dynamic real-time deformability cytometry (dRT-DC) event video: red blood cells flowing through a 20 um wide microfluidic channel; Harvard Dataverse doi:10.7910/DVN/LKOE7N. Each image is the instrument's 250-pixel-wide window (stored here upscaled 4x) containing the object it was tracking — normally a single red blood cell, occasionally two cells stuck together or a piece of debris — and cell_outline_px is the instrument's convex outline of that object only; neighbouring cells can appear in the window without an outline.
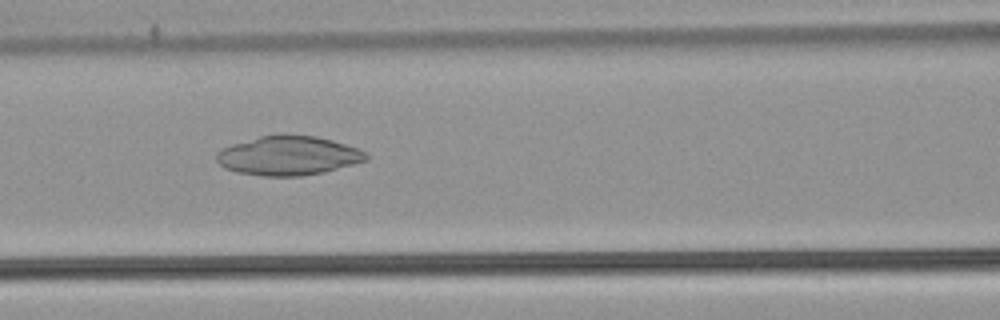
{"species": "common noctule bat (a hibernating species)", "species_latin": "Nyctalus noctula", "temperature_condition": "warm", "stored_images_in_passage": 51, "camera_frame_rate_fps": 3000, "um_per_image_px": 0.085, "animal": {"sex": "male", "body_mass_g": 21.5, "forearm_length_mm": 52.0}, "frame": {"image": 1, "passage_image": 24, "time_ms": 7.667, "image_size_px": [1000, 320], "cell_outline_px": [[368, 160], [324, 172], [300, 176], [264, 176], [236, 172], [224, 168], [216, 160], [216, 152], [232, 144], [260, 136], [316, 136], [332, 140], [360, 148], [368, 156]], "centroid_in_image_um": [24.51, 13.25], "position_along_channel_um": 142.1, "area_um2": 33.81}}
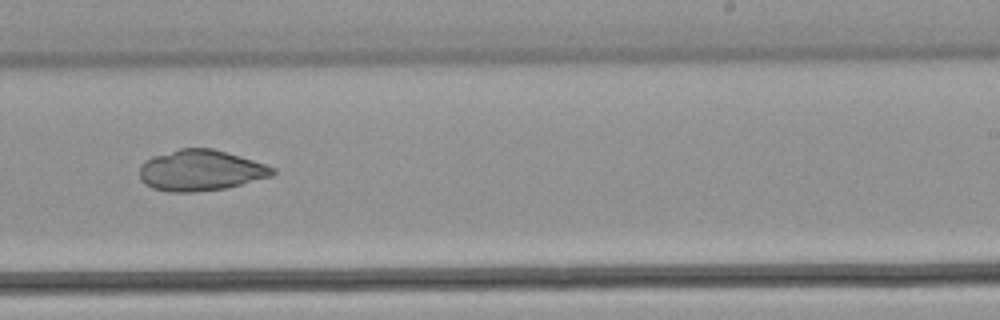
{"frame": {"image": 2, "passage_image": 34, "time_ms": 11.0, "image_size_px": [1000, 320], "cell_outline_px": [[276, 172], [272, 176], [224, 188], [192, 192], [168, 192], [152, 188], [144, 184], [140, 180], [140, 164], [144, 160], [152, 156], [180, 148], [212, 148], [240, 156], [276, 168]], "centroid_in_image_um": [17.01, 14.48], "position_along_channel_um": 272.0, "area_um2": 31.67}}
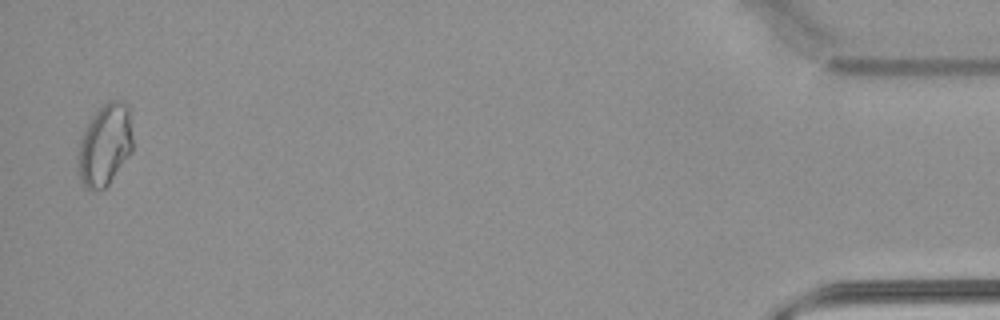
{"frame": {"image": 3, "passage_image": 50, "time_ms": 16.333, "image_size_px": [1000, 320], "cell_outline_px": [[132, 152], [108, 184], [104, 188], [84, 188], [76, 172], [80, 140], [84, 128], [92, 116], [108, 100], [120, 100], [128, 104], [132, 136]], "centroid_in_image_um": [8.9, 12.31], "position_along_channel_um": 426.3, "area_um2": 26.13}}